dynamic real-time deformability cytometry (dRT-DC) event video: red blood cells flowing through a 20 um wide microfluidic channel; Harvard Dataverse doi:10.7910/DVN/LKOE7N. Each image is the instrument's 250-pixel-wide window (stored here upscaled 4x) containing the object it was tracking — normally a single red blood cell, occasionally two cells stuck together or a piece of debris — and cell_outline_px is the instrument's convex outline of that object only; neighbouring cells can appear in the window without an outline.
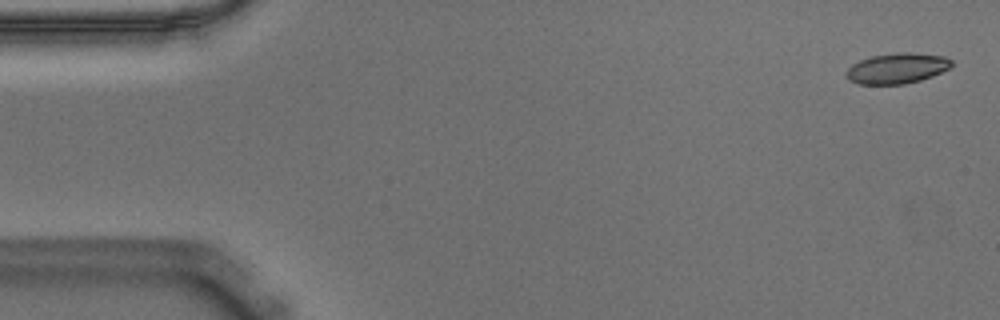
{"species": "Egyptian fruit bat (a non-hibernating species)", "species_latin": "Rousettus aegyptiacus", "temperature_condition": "warm", "stored_images_in_passage": 55, "camera_frame_rate_fps": 3000, "um_per_image_px": 0.085, "animal": {"sex": "male"}, "frame": {"image": 1, "passage_image": 2, "time_ms": 0.333, "image_size_px": [1000, 320], "cell_outline_px": [[952, 64], [948, 68], [932, 76], [920, 80], [904, 84], [860, 84], [848, 80], [848, 68], [852, 64], [868, 56], [896, 52], [912, 52], [944, 56], [952, 60]], "centroid_in_image_um": [76.24, 5.79], "position_along_channel_um": 8.8, "area_um2": 18.67}}
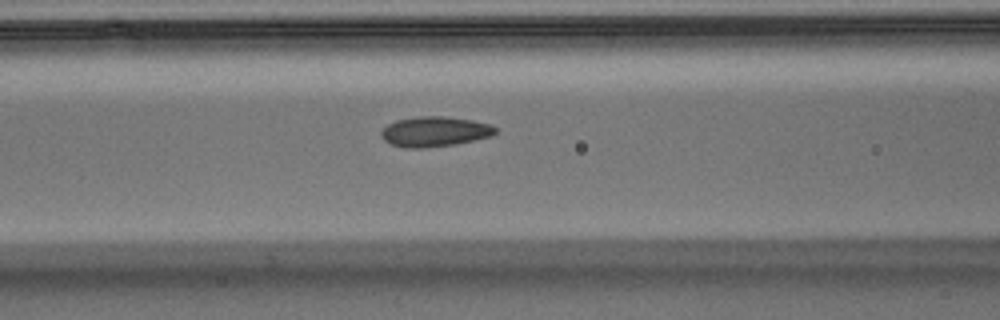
{"frame": {"image": 2, "passage_image": 22, "time_ms": 7.0, "image_size_px": [1000, 320], "cell_outline_px": [[496, 132], [492, 136], [456, 144], [424, 148], [404, 148], [392, 144], [384, 140], [380, 136], [380, 132], [388, 124], [396, 120], [416, 116], [448, 116], [472, 120], [492, 124], [496, 128]], "centroid_in_image_um": [36.95, 11.18], "position_along_channel_um": 129.6, "area_um2": 20.23}}
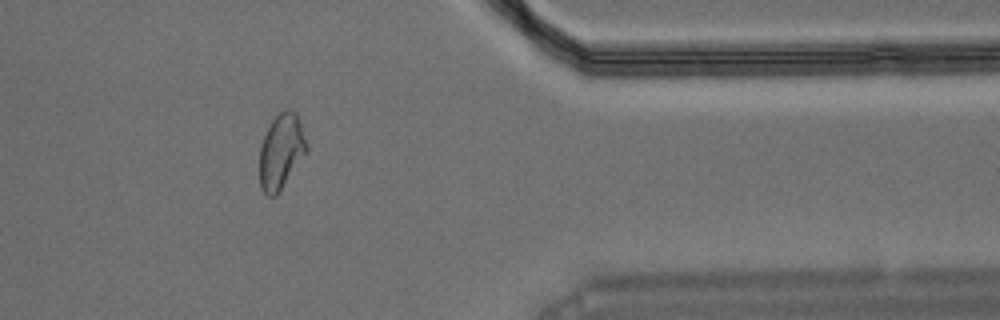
{"frame": {"image": 3, "passage_image": 45, "time_ms": 14.667, "image_size_px": [1000, 320], "cell_outline_px": [[308, 148], [276, 196], [268, 196], [260, 188], [260, 144], [272, 120], [280, 112], [288, 108], [292, 108], [296, 112]], "centroid_in_image_um": [23.87, 12.85], "position_along_channel_um": 387.5, "area_um2": 20.11}, "authors_computed_cell_mechanics": {"area_um2": 19.5942, "velocity_mm_per_s": 3.6361, "shape_relaxation_time_tau1_ms": 7.1645, "shape_relaxation_time_tau2_ms": 1.598, "deformation_change_tau1": 0.162, "deformation_change_tau2": 0.0668}}